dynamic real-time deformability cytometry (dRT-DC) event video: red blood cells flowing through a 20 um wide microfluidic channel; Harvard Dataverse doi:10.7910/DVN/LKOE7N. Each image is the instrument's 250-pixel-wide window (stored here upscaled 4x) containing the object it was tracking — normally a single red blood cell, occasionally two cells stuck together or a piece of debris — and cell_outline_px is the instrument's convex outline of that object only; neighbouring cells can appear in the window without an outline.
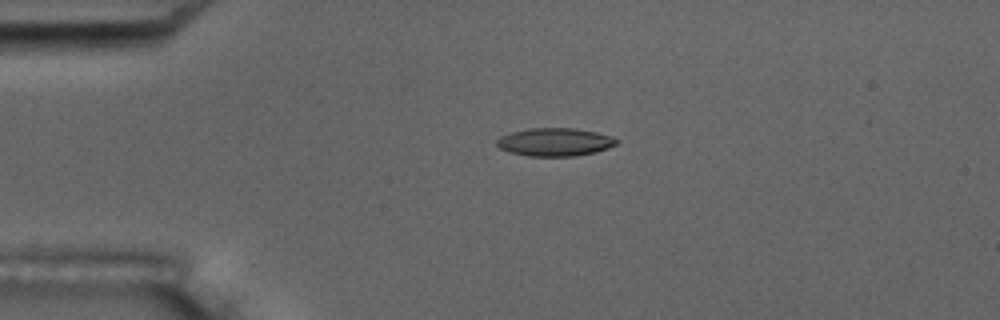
{"species": "common noctule bat (a hibernating species)", "species_latin": "Nyctalus noctula", "temperature_condition": "room temperature", "stored_images_in_passage": 3, "camera_frame_rate_fps": 3000, "um_per_image_px": 0.085, "animal": {"sex": "male", "body_mass_g": 17.5, "forearm_length_mm": 52.3}, "frame": {"image": 1, "passage_image": 2, "time_ms": 1.0, "image_size_px": [1000, 320], "cell_outline_px": [[620, 140], [616, 144], [608, 148], [596, 152], [576, 156], [528, 156], [512, 152], [500, 148], [496, 144], [496, 140], [500, 136], [512, 132], [528, 128], [576, 128], [596, 132], [612, 136]], "centroid_in_image_um": [47.19, 12.07], "position_along_channel_um": 37.8, "area_um2": 19.65}}